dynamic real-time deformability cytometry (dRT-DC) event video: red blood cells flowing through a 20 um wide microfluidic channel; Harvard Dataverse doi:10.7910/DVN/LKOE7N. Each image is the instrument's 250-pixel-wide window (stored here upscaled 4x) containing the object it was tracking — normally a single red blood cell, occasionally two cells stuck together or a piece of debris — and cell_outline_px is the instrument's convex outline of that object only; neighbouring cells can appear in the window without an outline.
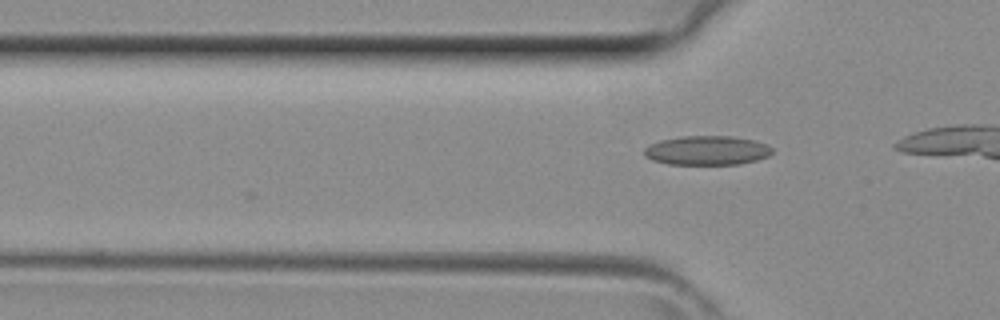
{"species": "common noctule bat (a hibernating species)", "species_latin": "Nyctalus noctula", "temperature_condition": "room temperature", "stored_images_in_passage": 3, "camera_frame_rate_fps": 3000, "um_per_image_px": 0.085, "animal": {"sex": "female", "body_mass_g": 29.2, "forearm_length_mm": 56.3}, "frame": {"image": 1, "passage_image": 3, "time_ms": 0.667, "image_size_px": [1000, 320], "cell_outline_px": [[772, 152], [768, 156], [756, 160], [740, 164], [668, 164], [652, 160], [644, 156], [644, 148], [660, 140], [680, 136], [732, 136], [756, 140], [768, 144], [772, 148]], "centroid_in_image_um": [60.11, 12.78], "position_along_channel_um": 65.7, "area_um2": 21.91}}